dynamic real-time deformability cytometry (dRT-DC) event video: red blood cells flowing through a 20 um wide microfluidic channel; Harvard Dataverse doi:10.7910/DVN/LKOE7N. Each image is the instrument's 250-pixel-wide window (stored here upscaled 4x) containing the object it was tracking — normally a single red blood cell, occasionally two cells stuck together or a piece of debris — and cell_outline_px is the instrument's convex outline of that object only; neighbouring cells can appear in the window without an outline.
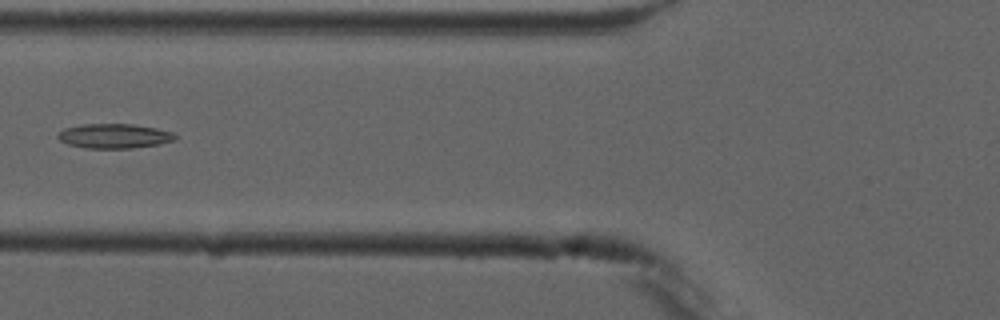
{"species": "common noctule bat (a hibernating species)", "species_latin": "Nyctalus noctula", "temperature_condition": "cold", "stored_images_in_passage": 7, "camera_frame_rate_fps": 3000, "um_per_image_px": 0.085, "animal": {"sex": "male", "forearm_length_mm": 52.5}, "frame": {"image": 1, "passage_image": 6, "time_ms": 6.667, "image_size_px": [1000, 320], "cell_outline_px": [[176, 140], [160, 144], [132, 148], [84, 148], [68, 144], [60, 140], [56, 136], [64, 128], [80, 124], [132, 124], [156, 128], [172, 132], [176, 136]], "centroid_in_image_um": [9.7, 11.56], "position_along_channel_um": 116.1, "area_um2": 16.82}}
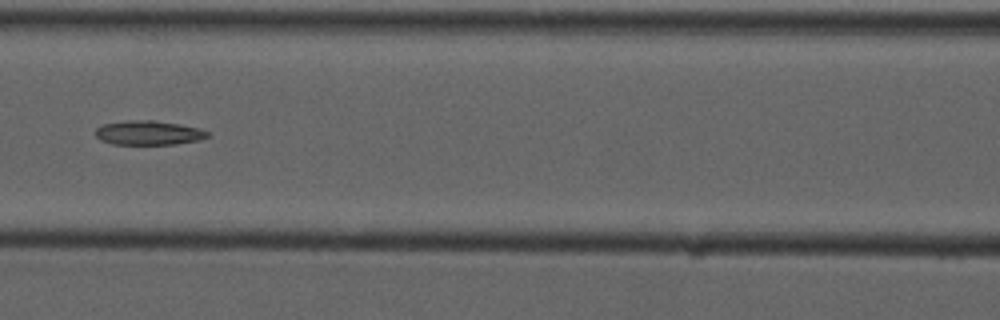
{"frame": {"image": 2, "passage_image": 7, "time_ms": 7.667, "image_size_px": [1000, 320], "cell_outline_px": [[212, 136], [200, 140], [176, 144], [112, 144], [100, 140], [96, 136], [96, 128], [104, 124], [128, 120], [152, 120], [180, 124], [200, 128], [208, 132]], "centroid_in_image_um": [12.67, 11.29], "position_along_channel_um": 153.9, "area_um2": 15.95}}